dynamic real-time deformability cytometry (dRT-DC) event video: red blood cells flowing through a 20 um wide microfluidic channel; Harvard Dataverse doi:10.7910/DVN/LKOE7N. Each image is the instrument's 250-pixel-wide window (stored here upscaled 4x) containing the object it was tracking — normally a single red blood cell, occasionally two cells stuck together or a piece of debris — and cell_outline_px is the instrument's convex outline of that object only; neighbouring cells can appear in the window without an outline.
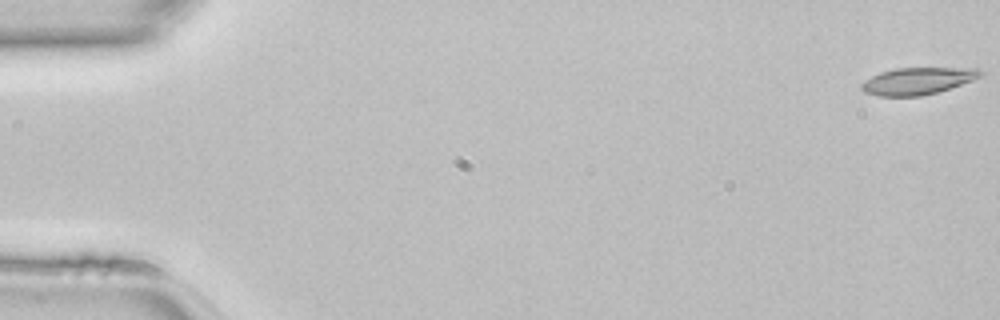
{"species": "common noctule bat (a hibernating species)", "species_latin": "Nyctalus noctula", "temperature_condition": "room temperature", "stored_images_in_passage": 25, "camera_frame_rate_fps": 3000, "um_per_image_px": 0.085, "animal": {"sex": "female", "body_mass_g": 22.7, "forearm_length_mm": 54.2}, "frame": {"image": 1, "passage_image": 1, "time_ms": 0.0, "image_size_px": [1000, 320], "cell_outline_px": [[984, 72], [980, 76], [972, 80], [936, 92], [920, 96], [876, 96], [864, 92], [860, 88], [860, 84], [864, 80], [880, 72], [896, 68], [980, 68]], "centroid_in_image_um": [77.95, 6.88], "position_along_channel_um": 7.1, "area_um2": 18.61}}
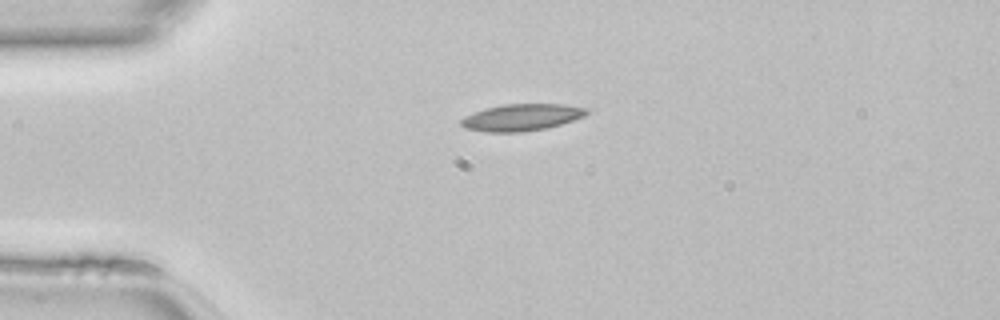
{"frame": {"image": 2, "passage_image": 12, "time_ms": 3.667, "image_size_px": [1000, 320], "cell_outline_px": [[588, 112], [584, 116], [548, 128], [520, 132], [484, 132], [464, 128], [460, 124], [460, 120], [464, 116], [484, 108], [504, 104], [564, 104], [588, 108]], "centroid_in_image_um": [44.3, 9.97], "position_along_channel_um": 40.7, "area_um2": 19.71}}
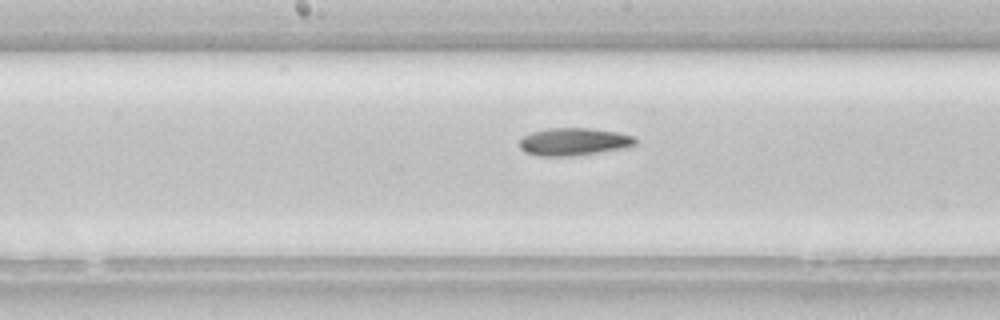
{"frame": {"image": 3, "passage_image": 25, "time_ms": 8.0, "image_size_px": [1000, 320], "cell_outline_px": [[636, 144], [628, 148], [572, 156], [540, 156], [524, 152], [520, 148], [520, 140], [524, 136], [532, 132], [548, 128], [588, 128], [616, 132], [632, 136], [636, 140]], "centroid_in_image_um": [48.77, 12.05], "position_along_channel_um": 199.4, "area_um2": 18.61}}